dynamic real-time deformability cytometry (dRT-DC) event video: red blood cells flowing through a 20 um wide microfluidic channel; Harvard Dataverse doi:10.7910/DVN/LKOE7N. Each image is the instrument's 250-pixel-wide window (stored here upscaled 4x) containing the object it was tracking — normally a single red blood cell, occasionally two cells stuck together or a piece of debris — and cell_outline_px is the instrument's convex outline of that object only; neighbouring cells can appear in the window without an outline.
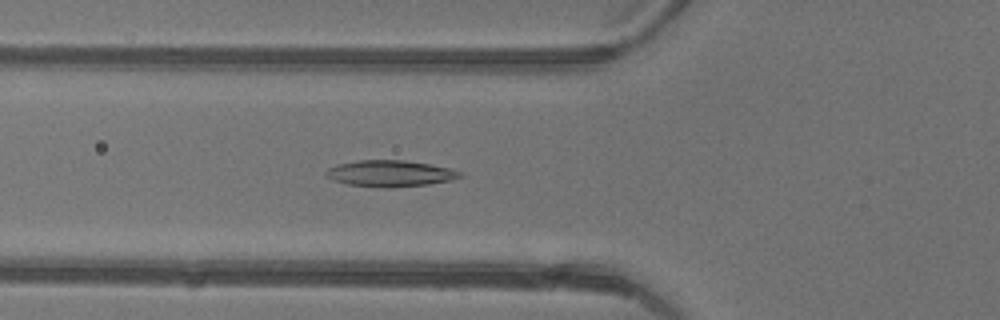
{"species": "common noctule bat (a hibernating species)", "species_latin": "Nyctalus noctula", "temperature_condition": "warm", "stored_images_in_passage": 46, "camera_frame_rate_fps": 3000, "um_per_image_px": 0.085, "animal": {"sex": "female"}, "frame": {"image": 1, "passage_image": 17, "time_ms": 5.333, "image_size_px": [1000, 320], "cell_outline_px": [[464, 176], [452, 180], [428, 184], [392, 188], [384, 188], [348, 184], [332, 180], [324, 172], [328, 168], [336, 164], [360, 160], [404, 160], [428, 164], [448, 168], [464, 172]], "centroid_in_image_um": [33.18, 14.75], "position_along_channel_um": 92.6, "area_um2": 20.63}}
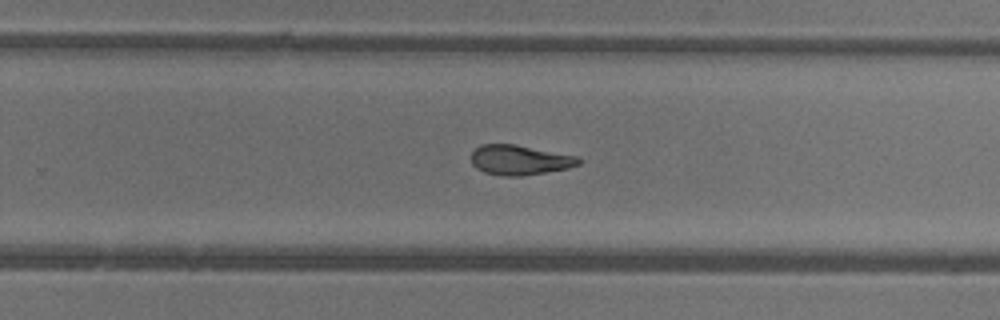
{"frame": {"image": 2, "passage_image": 30, "time_ms": 9.667, "image_size_px": [1000, 320], "cell_outline_px": [[580, 164], [568, 168], [520, 176], [504, 176], [484, 172], [476, 168], [472, 164], [472, 152], [480, 144], [516, 144], [580, 156]], "centroid_in_image_um": [44.19, 13.58], "position_along_channel_um": 285.6, "area_um2": 18.79}}
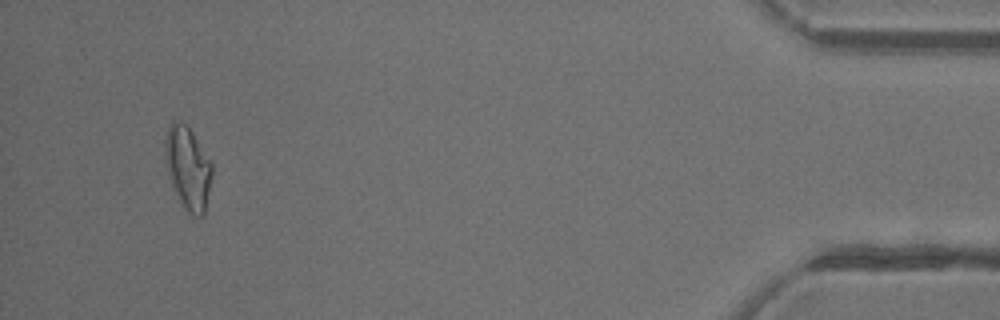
{"frame": {"image": 3, "passage_image": 44, "time_ms": 14.333, "image_size_px": [1000, 320], "cell_outline_px": [[212, 176], [204, 216], [192, 216], [180, 204], [172, 188], [164, 156], [164, 140], [168, 128], [172, 120], [176, 120], [184, 124], [192, 132], [212, 160]], "centroid_in_image_um": [15.97, 14.3], "position_along_channel_um": 419.2, "area_um2": 23.06}, "authors_computed_cell_mechanics": {"area_um2": 20.1433, "velocity_mm_per_s": 4.4459, "shape_relaxation_time_tau1_ms": 9.8123, "shape_relaxation_time_tau2_ms": 5.2549, "deformation_change_tau1": 0.2485, "deformation_change_tau2": 0.1546}}